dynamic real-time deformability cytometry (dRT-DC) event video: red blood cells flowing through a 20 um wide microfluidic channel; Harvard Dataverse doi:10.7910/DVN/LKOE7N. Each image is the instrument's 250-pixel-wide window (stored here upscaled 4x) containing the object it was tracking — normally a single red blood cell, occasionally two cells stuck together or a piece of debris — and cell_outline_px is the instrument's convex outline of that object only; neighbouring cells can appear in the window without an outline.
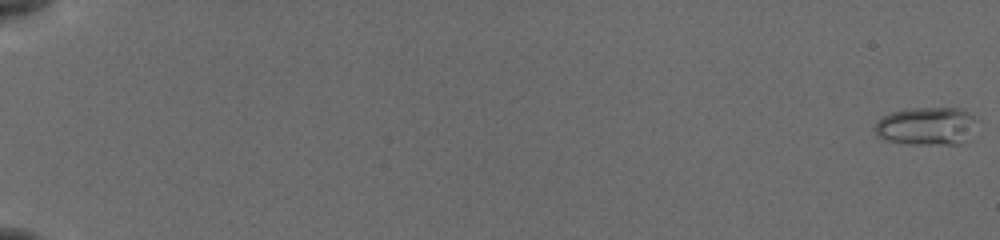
{"species": "common noctule bat (a hibernating species)", "species_latin": "Nyctalus noctula", "temperature_condition": "cold", "stored_images_in_passage": 57, "camera_frame_rate_fps": 3000, "um_per_image_px": 0.085, "animal": {"sex": "female", "body_mass_g": 19.5, "forearm_length_mm": 54.1}, "frame": {"image": 1, "passage_image": 1, "time_ms": 0.0, "image_size_px": [1000, 240], "cell_outline_px": [[972, 116], [952, 144], [912, 144], [884, 140], [876, 136], [872, 128], [876, 120], [892, 112], [908, 108], [964, 108]], "centroid_in_image_um": [78.41, 10.67], "position_along_channel_um": 6.6, "area_um2": 21.04}}
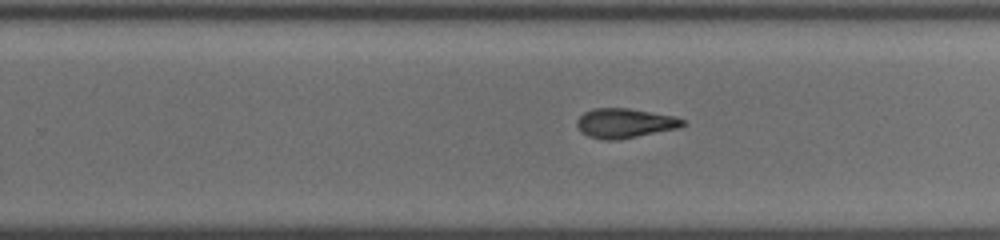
{"frame": {"image": 2, "passage_image": 39, "time_ms": 12.667, "image_size_px": [1000, 240], "cell_outline_px": [[684, 124], [676, 128], [616, 140], [604, 140], [588, 136], [580, 132], [576, 124], [576, 120], [584, 112], [592, 108], [628, 108], [672, 116], [684, 120]], "centroid_in_image_um": [53.01, 10.46], "position_along_channel_um": 276.8, "area_um2": 17.92}}
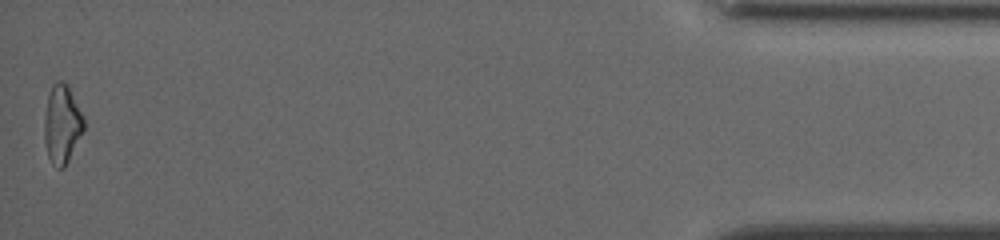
{"frame": {"image": 3, "passage_image": 57, "time_ms": 18.667, "image_size_px": [1000, 240], "cell_outline_px": [[84, 128], [64, 168], [56, 168], [52, 164], [48, 156], [44, 140], [44, 120], [48, 96], [52, 84], [56, 80], [60, 80], [68, 84], [84, 120]], "centroid_in_image_um": [5.25, 10.54], "position_along_channel_um": 430.0, "area_um2": 17.86}, "authors_computed_cell_mechanics": {"area_um2": 18.0336, "velocity_mm_per_s": 3.8186, "shape_relaxation_time_tau1_ms": 8.0216, "shape_relaxation_time_tau2_ms": 4.2483, "deformation_change_tau1": 0.2117, "deformation_change_tau2": 0.1311}}